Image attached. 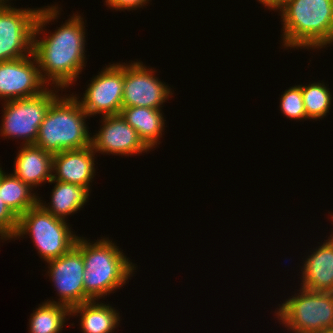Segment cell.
Segmentation results:
<instances>
[{
	"label": "cell",
	"mask_w": 333,
	"mask_h": 333,
	"mask_svg": "<svg viewBox=\"0 0 333 333\" xmlns=\"http://www.w3.org/2000/svg\"><path fill=\"white\" fill-rule=\"evenodd\" d=\"M59 11L58 6L40 8L34 28L32 54L42 80L48 85L54 84L55 87L64 89L77 81L78 75L86 66V40L83 18L77 14H73L48 37L37 40L36 36L45 29L43 27L58 19Z\"/></svg>",
	"instance_id": "cell-1"
},
{
	"label": "cell",
	"mask_w": 333,
	"mask_h": 333,
	"mask_svg": "<svg viewBox=\"0 0 333 333\" xmlns=\"http://www.w3.org/2000/svg\"><path fill=\"white\" fill-rule=\"evenodd\" d=\"M280 11L285 48L321 49L333 43V0H288Z\"/></svg>",
	"instance_id": "cell-3"
},
{
	"label": "cell",
	"mask_w": 333,
	"mask_h": 333,
	"mask_svg": "<svg viewBox=\"0 0 333 333\" xmlns=\"http://www.w3.org/2000/svg\"><path fill=\"white\" fill-rule=\"evenodd\" d=\"M15 159L13 174L33 187L52 180L53 154L36 145H22Z\"/></svg>",
	"instance_id": "cell-16"
},
{
	"label": "cell",
	"mask_w": 333,
	"mask_h": 333,
	"mask_svg": "<svg viewBox=\"0 0 333 333\" xmlns=\"http://www.w3.org/2000/svg\"><path fill=\"white\" fill-rule=\"evenodd\" d=\"M276 311L280 322L292 333H318L333 330V293L300 288Z\"/></svg>",
	"instance_id": "cell-6"
},
{
	"label": "cell",
	"mask_w": 333,
	"mask_h": 333,
	"mask_svg": "<svg viewBox=\"0 0 333 333\" xmlns=\"http://www.w3.org/2000/svg\"><path fill=\"white\" fill-rule=\"evenodd\" d=\"M52 189L51 205L42 203L41 198H38V203L53 216L64 219L65 217L75 213L83 208L87 202L89 189L72 183L61 182L58 180H51L49 183H54Z\"/></svg>",
	"instance_id": "cell-18"
},
{
	"label": "cell",
	"mask_w": 333,
	"mask_h": 333,
	"mask_svg": "<svg viewBox=\"0 0 333 333\" xmlns=\"http://www.w3.org/2000/svg\"><path fill=\"white\" fill-rule=\"evenodd\" d=\"M58 96L47 87L40 95L4 102L1 136L24 139L22 145L35 144L39 127Z\"/></svg>",
	"instance_id": "cell-7"
},
{
	"label": "cell",
	"mask_w": 333,
	"mask_h": 333,
	"mask_svg": "<svg viewBox=\"0 0 333 333\" xmlns=\"http://www.w3.org/2000/svg\"><path fill=\"white\" fill-rule=\"evenodd\" d=\"M318 333H333V330L321 331V332H318Z\"/></svg>",
	"instance_id": "cell-28"
},
{
	"label": "cell",
	"mask_w": 333,
	"mask_h": 333,
	"mask_svg": "<svg viewBox=\"0 0 333 333\" xmlns=\"http://www.w3.org/2000/svg\"><path fill=\"white\" fill-rule=\"evenodd\" d=\"M48 263V275L59 294V304L70 309L85 303L84 261L82 252L74 245L67 253Z\"/></svg>",
	"instance_id": "cell-12"
},
{
	"label": "cell",
	"mask_w": 333,
	"mask_h": 333,
	"mask_svg": "<svg viewBox=\"0 0 333 333\" xmlns=\"http://www.w3.org/2000/svg\"><path fill=\"white\" fill-rule=\"evenodd\" d=\"M258 2H261L263 6H267L268 9L272 10V0H258Z\"/></svg>",
	"instance_id": "cell-27"
},
{
	"label": "cell",
	"mask_w": 333,
	"mask_h": 333,
	"mask_svg": "<svg viewBox=\"0 0 333 333\" xmlns=\"http://www.w3.org/2000/svg\"><path fill=\"white\" fill-rule=\"evenodd\" d=\"M76 314L81 316L80 325L83 333H111L120 322L119 313L115 308L102 302L96 304V300L72 307L71 315Z\"/></svg>",
	"instance_id": "cell-19"
},
{
	"label": "cell",
	"mask_w": 333,
	"mask_h": 333,
	"mask_svg": "<svg viewBox=\"0 0 333 333\" xmlns=\"http://www.w3.org/2000/svg\"><path fill=\"white\" fill-rule=\"evenodd\" d=\"M154 70L141 62L124 63L122 107L161 109L171 89L154 75Z\"/></svg>",
	"instance_id": "cell-10"
},
{
	"label": "cell",
	"mask_w": 333,
	"mask_h": 333,
	"mask_svg": "<svg viewBox=\"0 0 333 333\" xmlns=\"http://www.w3.org/2000/svg\"><path fill=\"white\" fill-rule=\"evenodd\" d=\"M95 153L92 146H89L54 154L52 172L56 174H52V179L76 184L90 190V183L95 173Z\"/></svg>",
	"instance_id": "cell-14"
},
{
	"label": "cell",
	"mask_w": 333,
	"mask_h": 333,
	"mask_svg": "<svg viewBox=\"0 0 333 333\" xmlns=\"http://www.w3.org/2000/svg\"><path fill=\"white\" fill-rule=\"evenodd\" d=\"M72 232L64 219L53 216L37 203L18 217L13 238L28 234L40 257L48 262L67 253L75 245L78 236Z\"/></svg>",
	"instance_id": "cell-5"
},
{
	"label": "cell",
	"mask_w": 333,
	"mask_h": 333,
	"mask_svg": "<svg viewBox=\"0 0 333 333\" xmlns=\"http://www.w3.org/2000/svg\"><path fill=\"white\" fill-rule=\"evenodd\" d=\"M161 109L148 107H122L121 115L132 126L138 137L151 150L160 142L164 130V120Z\"/></svg>",
	"instance_id": "cell-17"
},
{
	"label": "cell",
	"mask_w": 333,
	"mask_h": 333,
	"mask_svg": "<svg viewBox=\"0 0 333 333\" xmlns=\"http://www.w3.org/2000/svg\"><path fill=\"white\" fill-rule=\"evenodd\" d=\"M102 117V128L91 137V146L95 152L132 156L150 150L121 114Z\"/></svg>",
	"instance_id": "cell-13"
},
{
	"label": "cell",
	"mask_w": 333,
	"mask_h": 333,
	"mask_svg": "<svg viewBox=\"0 0 333 333\" xmlns=\"http://www.w3.org/2000/svg\"><path fill=\"white\" fill-rule=\"evenodd\" d=\"M329 237L303 262L301 288L333 293V235Z\"/></svg>",
	"instance_id": "cell-15"
},
{
	"label": "cell",
	"mask_w": 333,
	"mask_h": 333,
	"mask_svg": "<svg viewBox=\"0 0 333 333\" xmlns=\"http://www.w3.org/2000/svg\"><path fill=\"white\" fill-rule=\"evenodd\" d=\"M0 191L4 203L19 217L38 203L32 188L13 173L6 174L0 167Z\"/></svg>",
	"instance_id": "cell-20"
},
{
	"label": "cell",
	"mask_w": 333,
	"mask_h": 333,
	"mask_svg": "<svg viewBox=\"0 0 333 333\" xmlns=\"http://www.w3.org/2000/svg\"><path fill=\"white\" fill-rule=\"evenodd\" d=\"M75 246L82 252L84 261L85 302L120 289L136 268L108 238L90 243L78 236Z\"/></svg>",
	"instance_id": "cell-2"
},
{
	"label": "cell",
	"mask_w": 333,
	"mask_h": 333,
	"mask_svg": "<svg viewBox=\"0 0 333 333\" xmlns=\"http://www.w3.org/2000/svg\"><path fill=\"white\" fill-rule=\"evenodd\" d=\"M302 96L307 119H320L331 109L332 95L323 82L302 85Z\"/></svg>",
	"instance_id": "cell-22"
},
{
	"label": "cell",
	"mask_w": 333,
	"mask_h": 333,
	"mask_svg": "<svg viewBox=\"0 0 333 333\" xmlns=\"http://www.w3.org/2000/svg\"><path fill=\"white\" fill-rule=\"evenodd\" d=\"M18 226V217L4 203L0 191V235L4 240L13 239Z\"/></svg>",
	"instance_id": "cell-24"
},
{
	"label": "cell",
	"mask_w": 333,
	"mask_h": 333,
	"mask_svg": "<svg viewBox=\"0 0 333 333\" xmlns=\"http://www.w3.org/2000/svg\"><path fill=\"white\" fill-rule=\"evenodd\" d=\"M149 0H105L108 7L117 10H137L148 3Z\"/></svg>",
	"instance_id": "cell-25"
},
{
	"label": "cell",
	"mask_w": 333,
	"mask_h": 333,
	"mask_svg": "<svg viewBox=\"0 0 333 333\" xmlns=\"http://www.w3.org/2000/svg\"><path fill=\"white\" fill-rule=\"evenodd\" d=\"M288 0H272V9L279 10Z\"/></svg>",
	"instance_id": "cell-26"
},
{
	"label": "cell",
	"mask_w": 333,
	"mask_h": 333,
	"mask_svg": "<svg viewBox=\"0 0 333 333\" xmlns=\"http://www.w3.org/2000/svg\"><path fill=\"white\" fill-rule=\"evenodd\" d=\"M280 110L287 118L303 120L307 118L304 108L302 85H295L285 90L280 98Z\"/></svg>",
	"instance_id": "cell-23"
},
{
	"label": "cell",
	"mask_w": 333,
	"mask_h": 333,
	"mask_svg": "<svg viewBox=\"0 0 333 333\" xmlns=\"http://www.w3.org/2000/svg\"><path fill=\"white\" fill-rule=\"evenodd\" d=\"M39 10L40 8H13L8 4L0 7V62L32 54Z\"/></svg>",
	"instance_id": "cell-8"
},
{
	"label": "cell",
	"mask_w": 333,
	"mask_h": 333,
	"mask_svg": "<svg viewBox=\"0 0 333 333\" xmlns=\"http://www.w3.org/2000/svg\"><path fill=\"white\" fill-rule=\"evenodd\" d=\"M90 82L82 100H79L88 116L120 114L123 99L124 65L121 63L110 64Z\"/></svg>",
	"instance_id": "cell-9"
},
{
	"label": "cell",
	"mask_w": 333,
	"mask_h": 333,
	"mask_svg": "<svg viewBox=\"0 0 333 333\" xmlns=\"http://www.w3.org/2000/svg\"><path fill=\"white\" fill-rule=\"evenodd\" d=\"M45 85L33 54L0 62V99L5 102L40 95Z\"/></svg>",
	"instance_id": "cell-11"
},
{
	"label": "cell",
	"mask_w": 333,
	"mask_h": 333,
	"mask_svg": "<svg viewBox=\"0 0 333 333\" xmlns=\"http://www.w3.org/2000/svg\"><path fill=\"white\" fill-rule=\"evenodd\" d=\"M87 117L76 95L58 96L39 127L34 145L53 155L91 146V133L85 123Z\"/></svg>",
	"instance_id": "cell-4"
},
{
	"label": "cell",
	"mask_w": 333,
	"mask_h": 333,
	"mask_svg": "<svg viewBox=\"0 0 333 333\" xmlns=\"http://www.w3.org/2000/svg\"><path fill=\"white\" fill-rule=\"evenodd\" d=\"M29 320V333H59L71 315V309L56 301H46L38 306Z\"/></svg>",
	"instance_id": "cell-21"
}]
</instances>
